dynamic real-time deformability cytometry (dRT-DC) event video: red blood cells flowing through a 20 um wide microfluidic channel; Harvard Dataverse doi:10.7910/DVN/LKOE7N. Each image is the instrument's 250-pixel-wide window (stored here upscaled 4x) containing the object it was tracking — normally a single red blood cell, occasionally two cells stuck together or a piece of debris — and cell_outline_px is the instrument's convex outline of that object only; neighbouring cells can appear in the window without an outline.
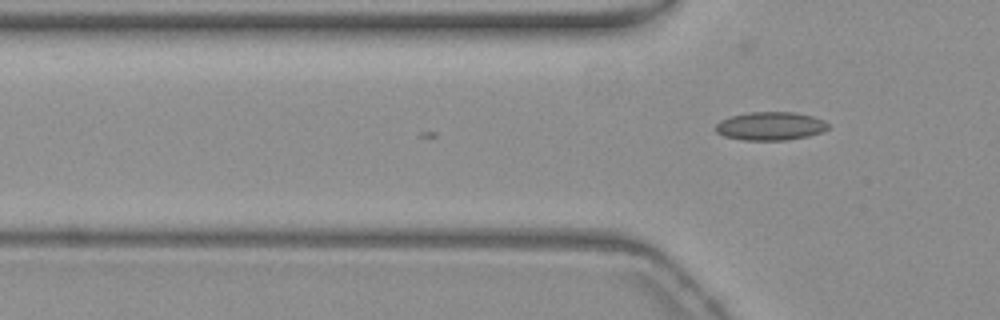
{"species": "common noctule bat (a hibernating species)", "species_latin": "Nyctalus noctula", "temperature_condition": "warm", "stored_images_in_passage": 3, "camera_frame_rate_fps": 3000, "um_per_image_px": 0.085, "animal": {"sex": "female", "body_mass_g": 19.3, "forearm_length_mm": 54.1}, "frame": {"image": 1, "passage_image": 3, "time_ms": 0.667, "image_size_px": [1000, 320], "cell_outline_px": [[828, 128], [820, 132], [808, 136], [788, 140], [744, 140], [724, 136], [716, 132], [716, 124], [720, 120], [732, 116], [748, 112], [796, 112], [812, 116], [824, 120], [828, 124]], "centroid_in_image_um": [65.48, 10.71], "position_along_channel_um": 60.3, "area_um2": 18.55}}